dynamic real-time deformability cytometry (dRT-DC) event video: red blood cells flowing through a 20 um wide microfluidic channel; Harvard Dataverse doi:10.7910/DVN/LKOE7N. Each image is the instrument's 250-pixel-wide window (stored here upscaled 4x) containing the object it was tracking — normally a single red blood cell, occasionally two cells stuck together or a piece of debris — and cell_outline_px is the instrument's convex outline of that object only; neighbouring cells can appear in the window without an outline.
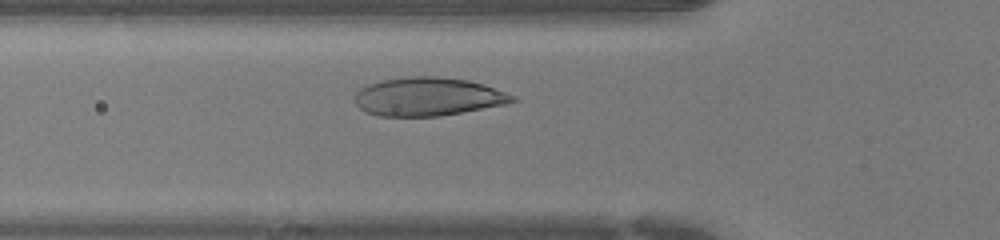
{"species": "human", "species_latin": "Homo sapiens", "temperature_condition": "warm", "stored_images_in_passage": 28, "camera_frame_rate_fps": 3000, "um_per_image_px": 0.085, "donor": {"sex": "female"}, "frame": {"image": 1, "passage_image": 7, "time_ms": 2.0, "image_size_px": [1000, 240], "cell_outline_px": [[520, 100], [504, 104], [440, 116], [380, 116], [364, 112], [352, 100], [356, 92], [360, 88], [368, 84], [384, 80], [408, 76], [436, 76], [468, 80], [484, 84], [516, 96]], "centroid_in_image_um": [36.35, 8.21], "position_along_channel_um": 89.4, "area_um2": 35.43}}
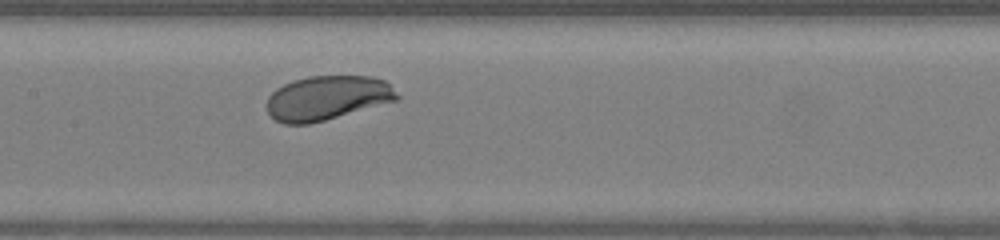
{"frame": {"image": 2, "passage_image": 13, "time_ms": 4.0, "image_size_px": [1000, 240], "cell_outline_px": [[400, 96], [396, 100], [324, 120], [308, 124], [284, 124], [276, 120], [268, 112], [268, 96], [276, 88], [292, 80], [308, 76], [372, 76], [384, 80]], "centroid_in_image_um": [27.78, 8.31], "position_along_channel_um": 179.6, "area_um2": 33.29}}
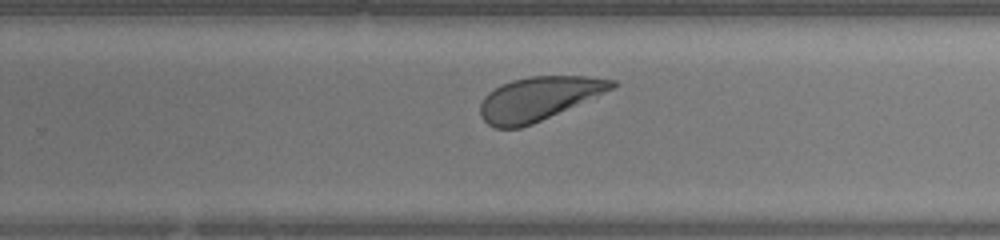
{"frame": {"image": 3, "passage_image": 20, "time_ms": 6.333, "image_size_px": [1000, 240], "cell_outline_px": [[620, 84], [612, 88], [532, 124], [520, 128], [496, 128], [488, 124], [480, 116], [480, 104], [484, 96], [488, 92], [500, 84], [512, 80], [532, 76], [588, 76], [616, 80]], "centroid_in_image_um": [45.72, 8.37], "position_along_channel_um": 284.1, "area_um2": 33.06}}